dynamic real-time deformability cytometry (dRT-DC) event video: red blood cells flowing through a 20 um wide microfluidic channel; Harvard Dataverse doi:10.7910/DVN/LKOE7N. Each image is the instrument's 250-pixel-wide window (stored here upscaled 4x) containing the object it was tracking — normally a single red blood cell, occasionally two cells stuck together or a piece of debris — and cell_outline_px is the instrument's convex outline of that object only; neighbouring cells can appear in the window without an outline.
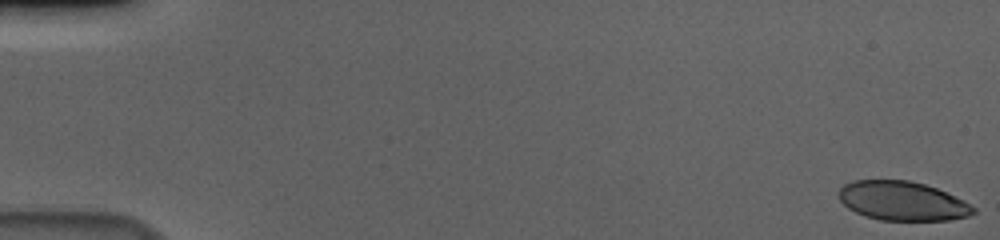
{"species": "human", "species_latin": "Homo sapiens", "temperature_condition": "cold", "stored_images_in_passage": 57, "camera_frame_rate_fps": 3000, "um_per_image_px": 0.085, "donor": {"sex": "male"}, "frame": {"image": 1, "passage_image": 1, "time_ms": 0.0, "image_size_px": [1000, 240], "cell_outline_px": [[976, 212], [968, 216], [948, 220], [880, 220], [864, 216], [848, 208], [840, 200], [840, 188], [844, 184], [852, 180], [908, 180], [924, 184], [936, 188], [964, 200], [976, 208]], "centroid_in_image_um": [76.71, 17.08], "position_along_channel_um": 8.3, "area_um2": 30.63}}
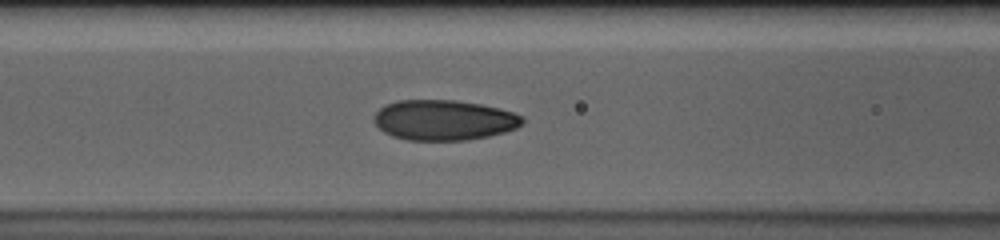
{"frame": {"image": 2, "passage_image": 25, "time_ms": 8.0, "image_size_px": [1000, 240], "cell_outline_px": [[524, 120], [516, 128], [504, 132], [488, 136], [468, 140], [408, 140], [392, 136], [384, 132], [372, 120], [376, 112], [384, 104], [396, 100], [456, 100], [480, 104], [500, 108], [524, 116]], "centroid_in_image_um": [37.71, 10.2], "position_along_channel_um": 128.9, "area_um2": 34.97}}
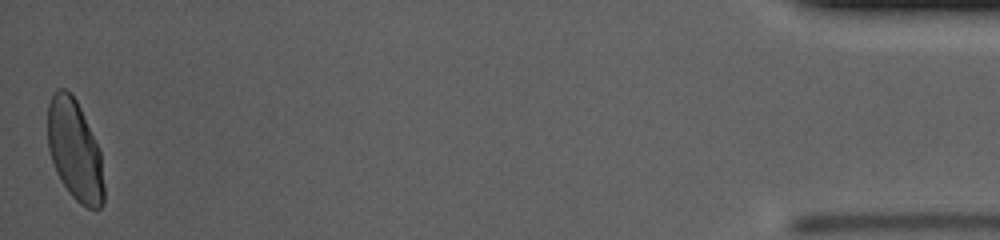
{"frame": {"image": 3, "passage_image": 57, "time_ms": 18.667, "image_size_px": [1000, 240], "cell_outline_px": [[104, 204], [100, 208], [88, 208], [80, 204], [68, 192], [60, 180], [56, 172], [48, 148], [48, 104], [56, 88], [64, 88], [76, 100], [100, 148], [104, 188]], "centroid_in_image_um": [6.36, 12.8], "position_along_channel_um": 428.8, "area_um2": 33.0}, "authors_computed_cell_mechanics": {"area_um2": 33.6396, "velocity_mm_per_s": 3.6415, "shape_relaxation_time_tau1_ms": 4.5232, "shape_relaxation_time_tau2_ms": null, "deformation_change_tau1": 0.1653, "deformation_change_tau2": null}}